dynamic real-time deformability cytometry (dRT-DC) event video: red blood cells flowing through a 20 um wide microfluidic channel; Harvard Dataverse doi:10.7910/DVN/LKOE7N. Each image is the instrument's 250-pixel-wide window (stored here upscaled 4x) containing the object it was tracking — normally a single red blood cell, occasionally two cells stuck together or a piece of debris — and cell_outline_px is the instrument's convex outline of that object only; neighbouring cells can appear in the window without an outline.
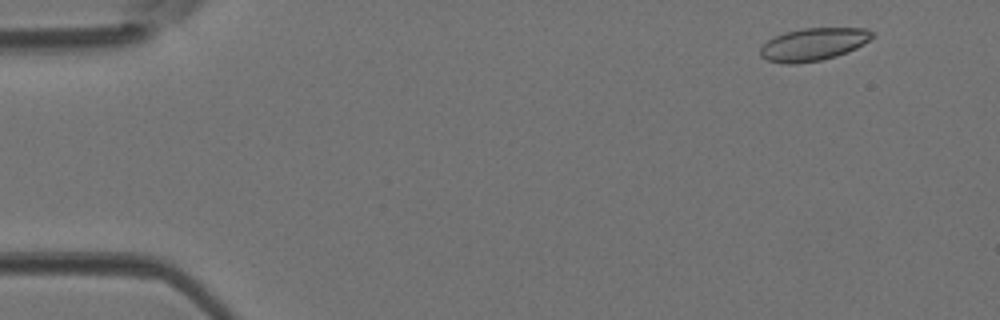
{"species": "Egyptian fruit bat (a non-hibernating species)", "species_latin": "Rousettus aegyptiacus", "temperature_condition": "room temperature", "stored_images_in_passage": 42, "camera_frame_rate_fps": 3000, "um_per_image_px": 0.085, "animal": {"sex": "female"}, "frame": {"image": 1, "passage_image": 1, "time_ms": 0.0, "image_size_px": [1000, 320], "cell_outline_px": [[876, 36], [864, 44], [848, 52], [836, 56], [820, 60], [796, 64], [784, 64], [768, 60], [760, 56], [760, 48], [768, 40], [784, 32], [804, 28], [864, 28], [876, 32]], "centroid_in_image_um": [69.18, 3.76], "position_along_channel_um": 15.8, "area_um2": 21.44}}
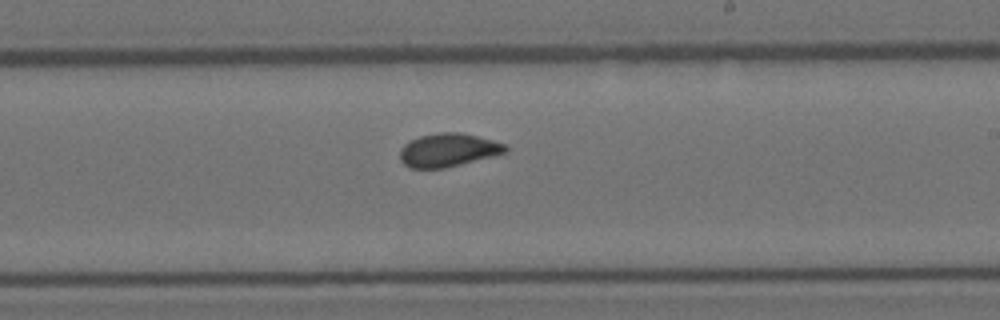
{"frame": {"image": 2, "passage_image": 24, "time_ms": 7.667, "image_size_px": [1000, 320], "cell_outline_px": [[508, 152], [444, 168], [408, 168], [400, 160], [400, 148], [404, 144], [420, 136], [440, 132], [460, 132], [492, 140], [504, 144], [508, 148]], "centroid_in_image_um": [38.07, 12.76], "position_along_channel_um": 250.9, "area_um2": 20.35}}
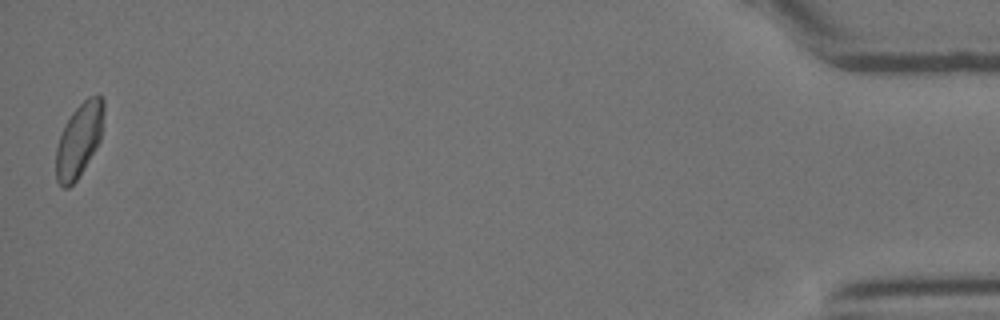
{"frame": {"image": 3, "passage_image": 42, "time_ms": 13.667, "image_size_px": [1000, 320], "cell_outline_px": [[104, 112], [100, 140], [96, 148], [76, 180], [68, 188], [64, 188], [56, 180], [56, 148], [64, 124], [72, 112], [88, 96], [104, 96]], "centroid_in_image_um": [6.72, 11.87], "position_along_channel_um": 428.5, "area_um2": 20.4}}